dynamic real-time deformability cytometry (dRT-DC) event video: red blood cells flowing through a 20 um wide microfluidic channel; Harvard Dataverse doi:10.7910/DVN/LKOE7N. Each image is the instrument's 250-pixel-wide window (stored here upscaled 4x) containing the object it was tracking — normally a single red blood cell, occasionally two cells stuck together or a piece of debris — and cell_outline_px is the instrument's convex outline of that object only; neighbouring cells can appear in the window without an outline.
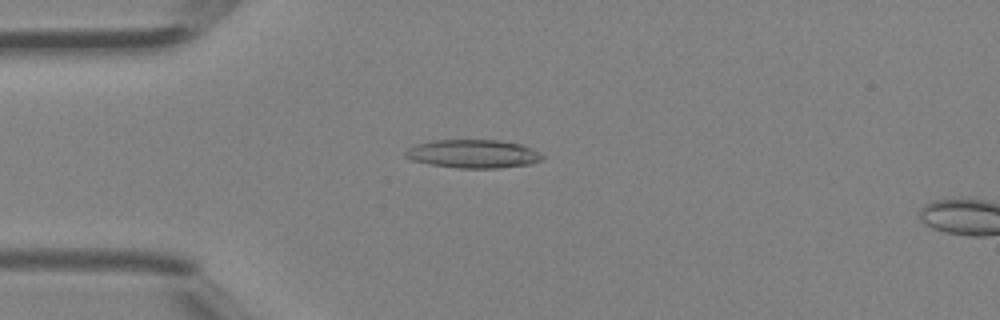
{"species": "Egyptian fruit bat (a non-hibernating species)", "species_latin": "Rousettus aegyptiacus", "temperature_condition": "room temperature", "stored_images_in_passage": 13, "camera_frame_rate_fps": 3000, "um_per_image_px": 0.085, "animal": {"sex": "female"}, "frame": {"image": 1, "passage_image": 11, "time_ms": 3.333, "image_size_px": [1000, 320], "cell_outline_px": [[544, 160], [532, 164], [500, 168], [460, 168], [428, 164], [412, 160], [404, 156], [404, 152], [408, 148], [416, 144], [432, 140], [500, 140], [520, 144], [532, 148], [540, 152], [544, 156]], "centroid_in_image_um": [40.25, 13.08], "position_along_channel_um": 44.8, "area_um2": 22.95}}